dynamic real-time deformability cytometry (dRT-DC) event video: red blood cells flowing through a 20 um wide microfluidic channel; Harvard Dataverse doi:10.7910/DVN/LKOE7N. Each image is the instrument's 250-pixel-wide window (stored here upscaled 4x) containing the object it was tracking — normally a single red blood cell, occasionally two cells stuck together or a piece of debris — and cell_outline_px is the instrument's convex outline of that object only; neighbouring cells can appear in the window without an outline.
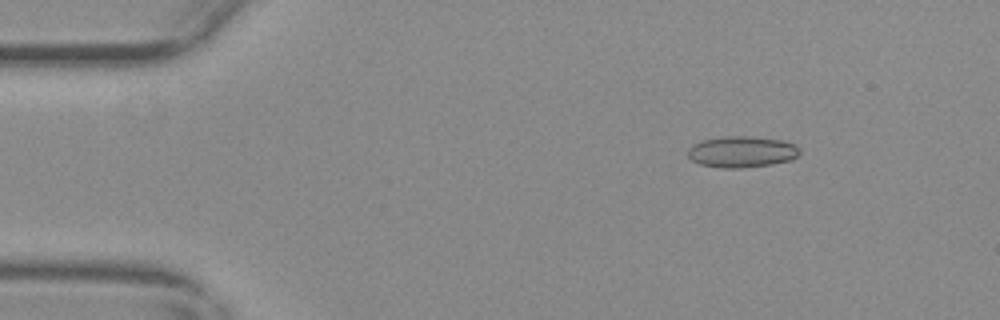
{"species": "common noctule bat (a hibernating species)", "species_latin": "Nyctalus noctula", "temperature_condition": "warm", "stored_images_in_passage": 56, "camera_frame_rate_fps": 3000, "um_per_image_px": 0.085, "animal": {"sex": "female", "body_mass_g": 29.2, "forearm_length_mm": 56.3}, "frame": {"image": 1, "passage_image": 8, "time_ms": 2.333, "image_size_px": [1000, 320], "cell_outline_px": [[800, 152], [792, 160], [772, 164], [740, 168], [720, 168], [700, 164], [692, 160], [688, 156], [688, 148], [692, 144], [704, 140], [724, 136], [752, 136], [784, 140], [800, 148]], "centroid_in_image_um": [63.05, 12.9], "position_along_channel_um": 21.9, "area_um2": 20.46}}
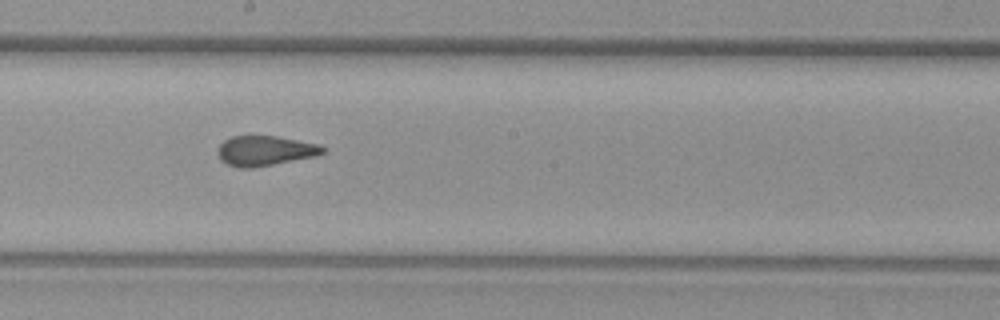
{"frame": {"image": 2, "passage_image": 31, "time_ms": 10.0, "image_size_px": [1000, 320], "cell_outline_px": [[328, 148], [324, 152], [316, 156], [252, 168], [240, 168], [228, 164], [220, 160], [216, 152], [220, 144], [224, 140], [232, 136], [276, 136], [320, 144]], "centroid_in_image_um": [22.53, 12.81], "position_along_channel_um": 225.7, "area_um2": 18.44}}
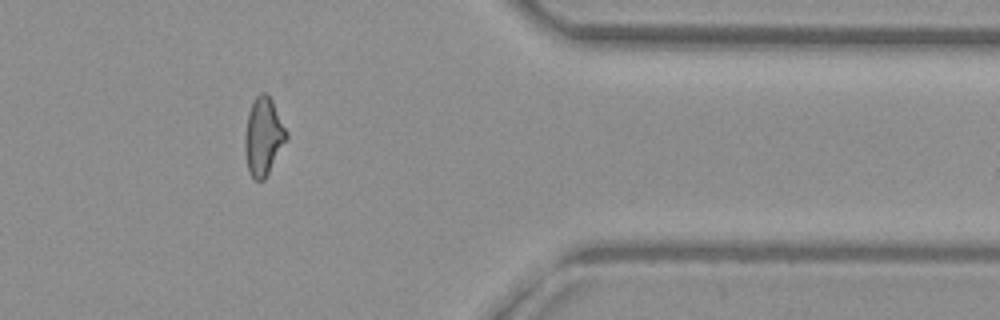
{"frame": {"image": 3, "passage_image": 46, "time_ms": 15.0, "image_size_px": [1000, 320], "cell_outline_px": [[288, 136], [264, 180], [256, 180], [248, 172], [244, 152], [244, 140], [248, 112], [256, 96], [260, 92], [264, 92], [272, 100], [288, 132]], "centroid_in_image_um": [22.37, 11.6], "position_along_channel_um": 389.0, "area_um2": 18.67}, "authors_computed_cell_mechanics": {"area_um2": 19.0162, "velocity_mm_per_s": 3.708, "shape_relaxation_time_tau1_ms": null, "shape_relaxation_time_tau2_ms": 1.347, "deformation_change_tau1": null, "deformation_change_tau2": 0.0622}}